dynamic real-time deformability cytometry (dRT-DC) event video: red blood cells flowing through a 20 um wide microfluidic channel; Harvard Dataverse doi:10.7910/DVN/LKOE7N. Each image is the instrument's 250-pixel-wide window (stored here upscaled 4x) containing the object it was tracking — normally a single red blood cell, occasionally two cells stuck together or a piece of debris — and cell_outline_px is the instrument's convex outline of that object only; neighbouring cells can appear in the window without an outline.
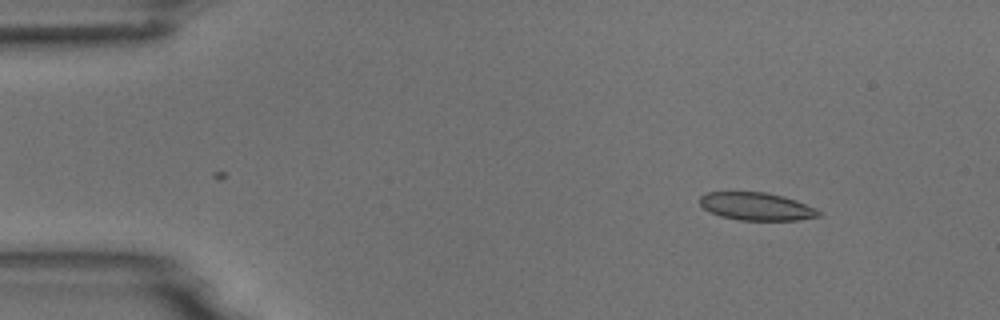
{"species": "common noctule bat (a hibernating species)", "species_latin": "Nyctalus noctula", "temperature_condition": "room temperature", "stored_images_in_passage": 5, "camera_frame_rate_fps": 3000, "um_per_image_px": 0.085, "animal": {"sex": "male", "body_mass_g": 18.8}, "frame": {"image": 1, "passage_image": 1, "time_ms": 0.0, "image_size_px": [1000, 320], "cell_outline_px": [[820, 216], [800, 220], [740, 220], [720, 216], [704, 208], [700, 204], [700, 196], [704, 192], [764, 192], [784, 196], [796, 200], [816, 208], [820, 212]], "centroid_in_image_um": [64.31, 17.54], "position_along_channel_um": 20.7, "area_um2": 19.25}}
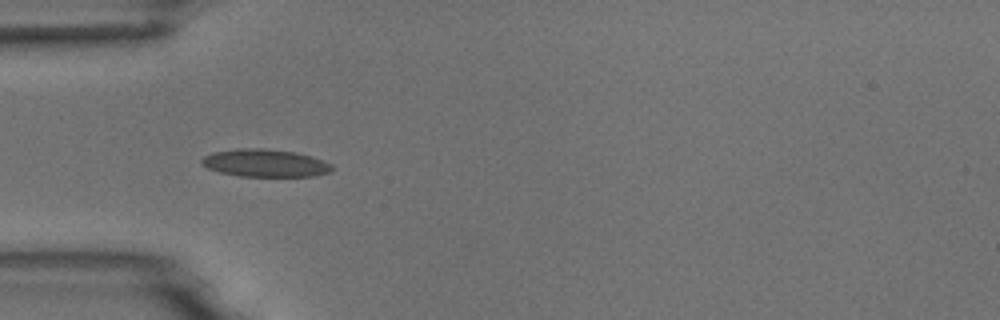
{"frame": {"image": 2, "passage_image": 4, "time_ms": 3.333, "image_size_px": [1000, 320], "cell_outline_px": [[332, 168], [328, 172], [312, 176], [240, 176], [220, 172], [208, 168], [200, 164], [200, 160], [204, 156], [212, 152], [240, 148], [264, 148], [296, 152], [332, 164]], "centroid_in_image_um": [22.46, 13.85], "position_along_channel_um": 62.5, "area_um2": 20.81}}